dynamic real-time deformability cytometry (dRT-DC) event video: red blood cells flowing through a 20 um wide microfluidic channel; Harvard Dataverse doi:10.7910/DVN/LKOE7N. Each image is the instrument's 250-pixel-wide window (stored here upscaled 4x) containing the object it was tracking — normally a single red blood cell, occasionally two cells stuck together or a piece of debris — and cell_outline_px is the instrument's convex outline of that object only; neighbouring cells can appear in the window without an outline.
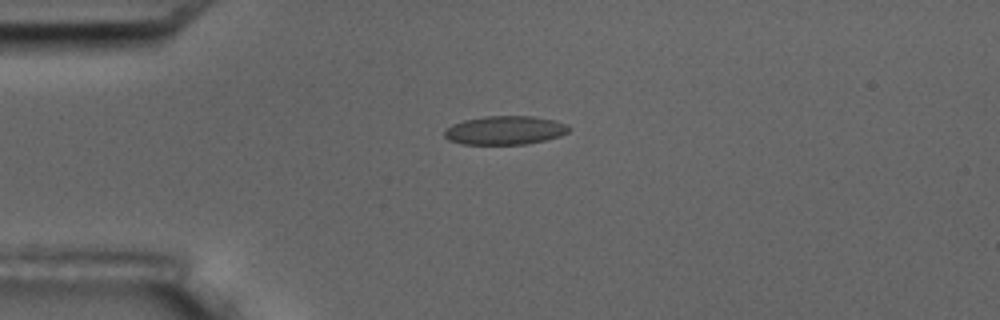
{"species": "common noctule bat (a hibernating species)", "species_latin": "Nyctalus noctula", "temperature_condition": "room temperature", "stored_images_in_passage": 5, "camera_frame_rate_fps": 3000, "um_per_image_px": 0.085, "animal": {"sex": "male", "body_mass_g": 17.5, "forearm_length_mm": 52.3}, "frame": {"image": 1, "passage_image": 4, "time_ms": 3.667, "image_size_px": [1000, 320], "cell_outline_px": [[572, 128], [568, 132], [560, 136], [544, 140], [524, 144], [464, 144], [448, 140], [444, 136], [444, 128], [452, 124], [464, 120], [484, 116], [532, 116], [552, 120], [568, 124]], "centroid_in_image_um": [42.91, 11.07], "position_along_channel_um": 42.1, "area_um2": 20.87}}